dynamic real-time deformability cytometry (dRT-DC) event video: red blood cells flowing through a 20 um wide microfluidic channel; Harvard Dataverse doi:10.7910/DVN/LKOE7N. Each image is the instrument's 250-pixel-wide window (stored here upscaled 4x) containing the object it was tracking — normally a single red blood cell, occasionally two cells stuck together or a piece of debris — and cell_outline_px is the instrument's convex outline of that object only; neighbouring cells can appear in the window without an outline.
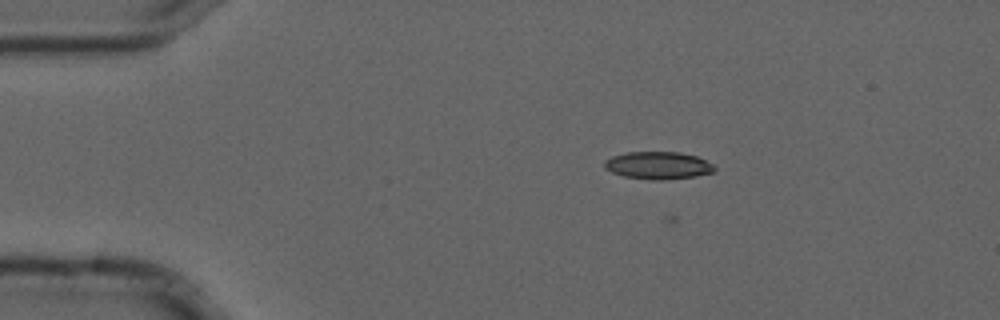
{"species": "common noctule bat (a hibernating species)", "species_latin": "Nyctalus noctula", "temperature_condition": "cold", "stored_images_in_passage": 3, "camera_frame_rate_fps": 3000, "um_per_image_px": 0.085, "animal": {"sex": "male", "forearm_length_mm": 52.5}, "frame": {"image": 1, "passage_image": 1, "time_ms": 0.0, "image_size_px": [1000, 320], "cell_outline_px": [[716, 168], [712, 172], [696, 176], [664, 180], [652, 180], [624, 176], [612, 172], [604, 168], [604, 160], [612, 156], [624, 152], [680, 152], [696, 156], [712, 164]], "centroid_in_image_um": [55.91, 14.06], "position_along_channel_um": 29.1, "area_um2": 17.63}}